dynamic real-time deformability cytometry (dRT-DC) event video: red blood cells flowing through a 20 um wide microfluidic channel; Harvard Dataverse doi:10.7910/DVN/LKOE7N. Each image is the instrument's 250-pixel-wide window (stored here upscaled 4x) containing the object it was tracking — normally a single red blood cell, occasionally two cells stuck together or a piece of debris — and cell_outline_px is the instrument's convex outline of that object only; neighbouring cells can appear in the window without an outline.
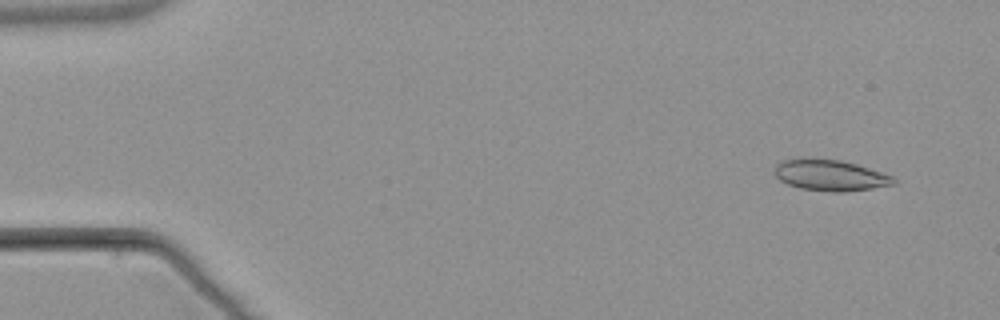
{"species": "common noctule bat (a hibernating species)", "species_latin": "Nyctalus noctula", "temperature_condition": "warm", "stored_images_in_passage": 7, "camera_frame_rate_fps": 3000, "um_per_image_px": 0.085, "animal": {"sex": "male", "body_mass_g": 21.5, "forearm_length_mm": 52.0}, "frame": {"image": 1, "passage_image": 1, "time_ms": 0.0, "image_size_px": [1000, 320], "cell_outline_px": [[896, 184], [872, 188], [844, 192], [832, 192], [800, 188], [788, 184], [780, 180], [776, 176], [776, 164], [784, 160], [840, 160], [856, 164], [892, 176], [896, 180]], "centroid_in_image_um": [70.61, 14.93], "position_along_channel_um": 14.4, "area_um2": 20.87}}
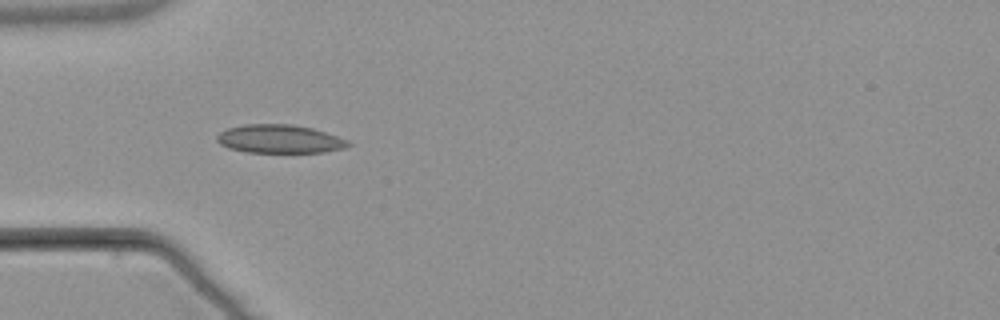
{"frame": {"image": 2, "passage_image": 4, "time_ms": 4.333, "image_size_px": [1000, 320], "cell_outline_px": [[352, 144], [344, 148], [324, 152], [248, 152], [228, 148], [220, 144], [216, 140], [216, 136], [220, 132], [228, 128], [244, 124], [292, 124], [312, 128], [348, 140]], "centroid_in_image_um": [23.74, 11.81], "position_along_channel_um": 61.3, "area_um2": 21.68}}
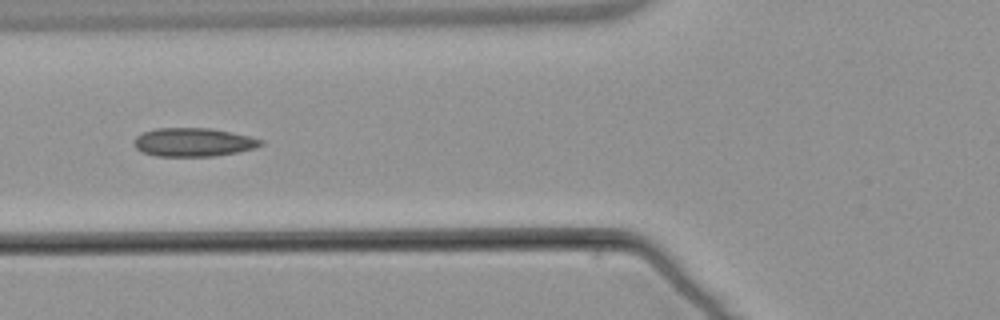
{"frame": {"image": 3, "passage_image": 5, "time_ms": 5.667, "image_size_px": [1000, 320], "cell_outline_px": [[264, 144], [256, 148], [240, 152], [212, 156], [156, 156], [140, 152], [132, 144], [132, 140], [136, 136], [144, 132], [156, 128], [208, 128], [248, 136], [264, 140]], "centroid_in_image_um": [16.41, 12.1], "position_along_channel_um": 109.4, "area_um2": 21.21}}